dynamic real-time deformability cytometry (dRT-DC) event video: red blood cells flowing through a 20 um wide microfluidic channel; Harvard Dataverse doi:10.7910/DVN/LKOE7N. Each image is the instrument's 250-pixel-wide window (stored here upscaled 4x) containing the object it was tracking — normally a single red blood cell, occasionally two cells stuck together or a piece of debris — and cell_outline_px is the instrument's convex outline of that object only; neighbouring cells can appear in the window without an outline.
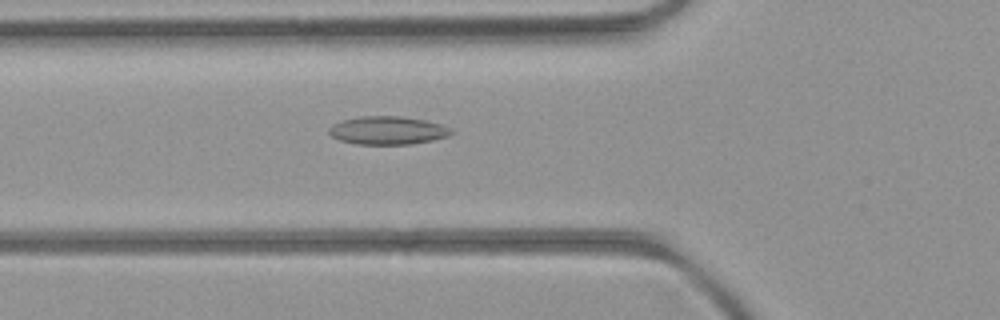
{"species": "common noctule bat (a hibernating species)", "species_latin": "Nyctalus noctula", "temperature_condition": "room temperature", "stored_images_in_passage": 45, "camera_frame_rate_fps": 3000, "um_per_image_px": 0.085, "animal": {"sex": "female", "body_mass_g": 21.9}, "frame": {"image": 1, "passage_image": 12, "time_ms": 3.667, "image_size_px": [1000, 320], "cell_outline_px": [[452, 132], [448, 136], [432, 140], [412, 144], [356, 144], [340, 140], [332, 136], [328, 132], [328, 128], [332, 124], [340, 120], [360, 116], [400, 116], [424, 120], [440, 124], [448, 128]], "centroid_in_image_um": [32.89, 11.08], "position_along_channel_um": 92.9, "area_um2": 20.0}}
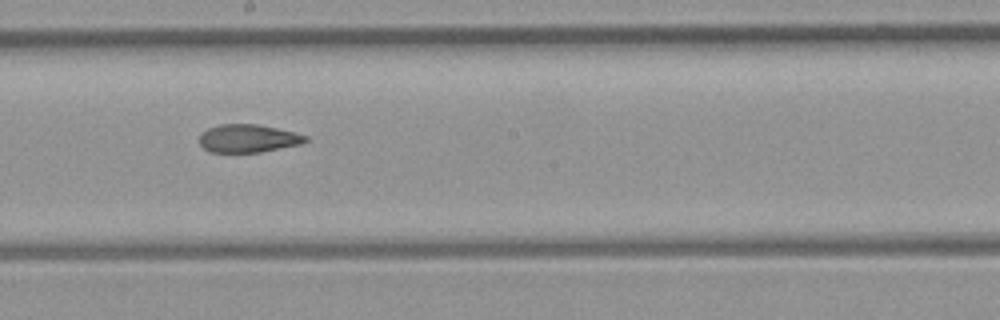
{"frame": {"image": 2, "passage_image": 22, "time_ms": 7.0, "image_size_px": [1000, 320], "cell_outline_px": [[308, 140], [300, 144], [260, 152], [212, 152], [204, 148], [200, 144], [200, 132], [208, 128], [220, 124], [256, 124], [276, 128], [308, 136]], "centroid_in_image_um": [21.06, 11.76], "position_along_channel_um": 227.1, "area_um2": 17.17}}
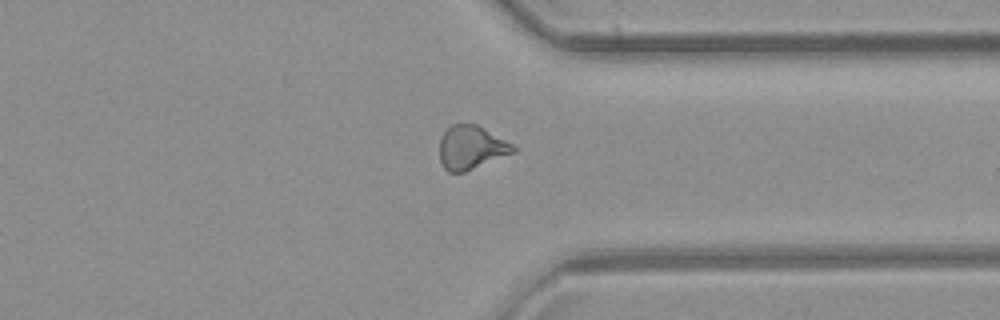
{"frame": {"image": 3, "passage_image": 33, "time_ms": 10.667, "image_size_px": [1000, 320], "cell_outline_px": [[516, 152], [464, 172], [448, 172], [444, 168], [440, 160], [440, 136], [452, 124], [460, 120], [476, 124], [512, 144], [516, 148]], "centroid_in_image_um": [40.02, 12.51], "position_along_channel_um": 371.4, "area_um2": 18.9}, "authors_computed_cell_mechanics": {"area_um2": 18.9006, "velocity_mm_per_s": 4.0043, "shape_relaxation_time_tau1_ms": null, "shape_relaxation_time_tau2_ms": 2.5187, "deformation_change_tau1": null, "deformation_change_tau2": 0.0911}}